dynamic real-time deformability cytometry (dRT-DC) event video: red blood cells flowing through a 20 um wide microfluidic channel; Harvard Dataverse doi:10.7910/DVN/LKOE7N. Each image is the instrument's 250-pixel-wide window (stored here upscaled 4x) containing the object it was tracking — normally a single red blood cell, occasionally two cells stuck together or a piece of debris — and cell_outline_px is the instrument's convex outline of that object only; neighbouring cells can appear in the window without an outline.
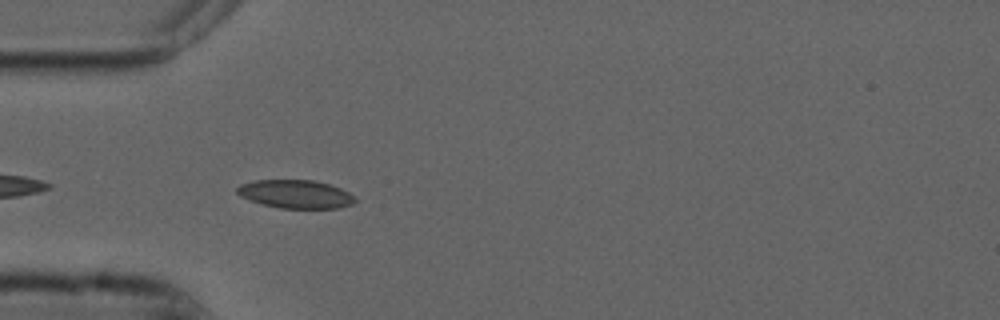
{"species": "common noctule bat (a hibernating species)", "species_latin": "Nyctalus noctula", "temperature_condition": "cold", "stored_images_in_passage": 26, "camera_frame_rate_fps": 3000, "um_per_image_px": 0.085, "animal": {"sex": "male", "forearm_length_mm": 52.5}, "frame": {"image": 1, "passage_image": 3, "time_ms": 0.667, "image_size_px": [1000, 320], "cell_outline_px": [[356, 200], [352, 204], [336, 208], [280, 208], [260, 204], [240, 196], [236, 192], [236, 188], [240, 184], [256, 180], [312, 180], [328, 184], [340, 188], [348, 192]], "centroid_in_image_um": [25.08, 16.5], "position_along_channel_um": 59.9, "area_um2": 19.36}}
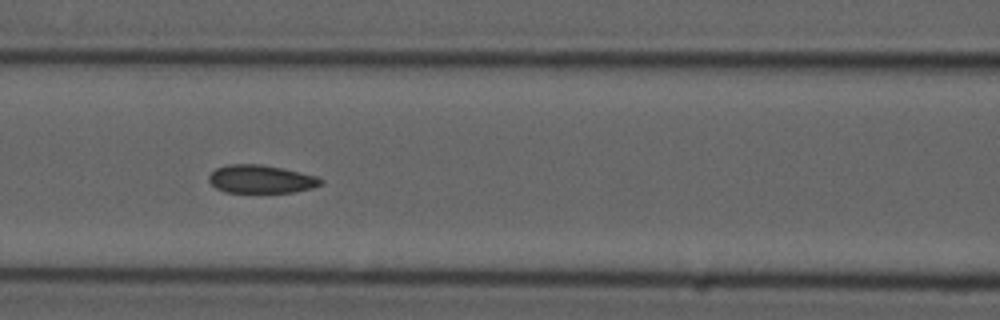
{"frame": {"image": 2, "passage_image": 10, "time_ms": 3.0, "image_size_px": [1000, 320], "cell_outline_px": [[324, 184], [312, 188], [292, 192], [224, 192], [216, 188], [208, 180], [208, 176], [216, 168], [228, 164], [260, 164], [300, 172], [316, 176], [324, 180]], "centroid_in_image_um": [22.18, 15.22], "position_along_channel_um": 144.4, "area_um2": 18.32}}
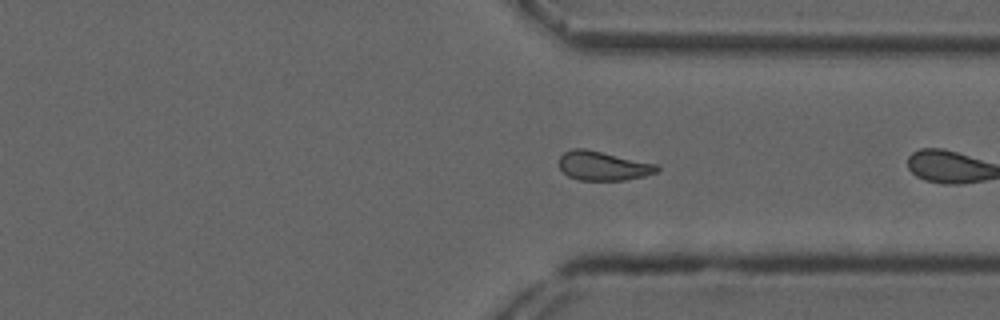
{"frame": {"image": 3, "passage_image": 25, "time_ms": 8.0, "image_size_px": [1000, 320], "cell_outline_px": [[660, 172], [644, 176], [624, 180], [580, 180], [568, 176], [560, 168], [560, 156], [564, 152], [572, 148], [584, 148], [656, 164], [660, 168]], "centroid_in_image_um": [51.27, 14.1], "position_along_channel_um": 360.1, "area_um2": 16.53}}